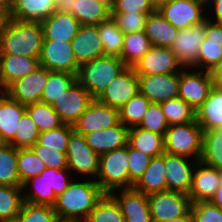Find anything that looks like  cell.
I'll use <instances>...</instances> for the list:
<instances>
[{"instance_id": "7bdbcfd3", "label": "cell", "mask_w": 222, "mask_h": 222, "mask_svg": "<svg viewBox=\"0 0 222 222\" xmlns=\"http://www.w3.org/2000/svg\"><path fill=\"white\" fill-rule=\"evenodd\" d=\"M23 203L22 187L0 185V219L17 217Z\"/></svg>"}, {"instance_id": "44dd1931", "label": "cell", "mask_w": 222, "mask_h": 222, "mask_svg": "<svg viewBox=\"0 0 222 222\" xmlns=\"http://www.w3.org/2000/svg\"><path fill=\"white\" fill-rule=\"evenodd\" d=\"M71 45L78 66L105 56L97 25H81Z\"/></svg>"}, {"instance_id": "74e56055", "label": "cell", "mask_w": 222, "mask_h": 222, "mask_svg": "<svg viewBox=\"0 0 222 222\" xmlns=\"http://www.w3.org/2000/svg\"><path fill=\"white\" fill-rule=\"evenodd\" d=\"M97 29L103 44L104 55L120 57L124 33L119 29L112 17L98 24Z\"/></svg>"}, {"instance_id": "ab89813d", "label": "cell", "mask_w": 222, "mask_h": 222, "mask_svg": "<svg viewBox=\"0 0 222 222\" xmlns=\"http://www.w3.org/2000/svg\"><path fill=\"white\" fill-rule=\"evenodd\" d=\"M26 113L34 121L40 133L64 124L52 105L44 102H36L26 106Z\"/></svg>"}, {"instance_id": "d4e9b609", "label": "cell", "mask_w": 222, "mask_h": 222, "mask_svg": "<svg viewBox=\"0 0 222 222\" xmlns=\"http://www.w3.org/2000/svg\"><path fill=\"white\" fill-rule=\"evenodd\" d=\"M129 128L119 122L117 125L85 134L87 145L99 156L123 148L128 142Z\"/></svg>"}, {"instance_id": "1f68e13d", "label": "cell", "mask_w": 222, "mask_h": 222, "mask_svg": "<svg viewBox=\"0 0 222 222\" xmlns=\"http://www.w3.org/2000/svg\"><path fill=\"white\" fill-rule=\"evenodd\" d=\"M196 121L203 131L222 127V89H211L208 98L196 110Z\"/></svg>"}, {"instance_id": "9c48e42d", "label": "cell", "mask_w": 222, "mask_h": 222, "mask_svg": "<svg viewBox=\"0 0 222 222\" xmlns=\"http://www.w3.org/2000/svg\"><path fill=\"white\" fill-rule=\"evenodd\" d=\"M212 88V79L208 71L189 67L179 73L178 97L195 111L208 98Z\"/></svg>"}, {"instance_id": "681fc988", "label": "cell", "mask_w": 222, "mask_h": 222, "mask_svg": "<svg viewBox=\"0 0 222 222\" xmlns=\"http://www.w3.org/2000/svg\"><path fill=\"white\" fill-rule=\"evenodd\" d=\"M147 16L138 12L111 13L112 19L124 34L144 31Z\"/></svg>"}, {"instance_id": "9a60e30c", "label": "cell", "mask_w": 222, "mask_h": 222, "mask_svg": "<svg viewBox=\"0 0 222 222\" xmlns=\"http://www.w3.org/2000/svg\"><path fill=\"white\" fill-rule=\"evenodd\" d=\"M137 75L180 73L184 66L168 47L152 46L133 67Z\"/></svg>"}, {"instance_id": "be15d7a7", "label": "cell", "mask_w": 222, "mask_h": 222, "mask_svg": "<svg viewBox=\"0 0 222 222\" xmlns=\"http://www.w3.org/2000/svg\"><path fill=\"white\" fill-rule=\"evenodd\" d=\"M172 0H152V3L154 5V7L157 9L159 8L161 5L165 4V3H168Z\"/></svg>"}, {"instance_id": "03108f58", "label": "cell", "mask_w": 222, "mask_h": 222, "mask_svg": "<svg viewBox=\"0 0 222 222\" xmlns=\"http://www.w3.org/2000/svg\"><path fill=\"white\" fill-rule=\"evenodd\" d=\"M6 141L3 139L2 135L0 134V148L4 147L6 145Z\"/></svg>"}, {"instance_id": "cb8c5ba5", "label": "cell", "mask_w": 222, "mask_h": 222, "mask_svg": "<svg viewBox=\"0 0 222 222\" xmlns=\"http://www.w3.org/2000/svg\"><path fill=\"white\" fill-rule=\"evenodd\" d=\"M40 66L39 58L0 54V88L4 92L11 84Z\"/></svg>"}, {"instance_id": "8d00e7d4", "label": "cell", "mask_w": 222, "mask_h": 222, "mask_svg": "<svg viewBox=\"0 0 222 222\" xmlns=\"http://www.w3.org/2000/svg\"><path fill=\"white\" fill-rule=\"evenodd\" d=\"M17 164V148L10 144L0 148V185L22 187Z\"/></svg>"}, {"instance_id": "277c9868", "label": "cell", "mask_w": 222, "mask_h": 222, "mask_svg": "<svg viewBox=\"0 0 222 222\" xmlns=\"http://www.w3.org/2000/svg\"><path fill=\"white\" fill-rule=\"evenodd\" d=\"M127 66L118 56L105 55L79 66L77 81L97 99Z\"/></svg>"}, {"instance_id": "d590c367", "label": "cell", "mask_w": 222, "mask_h": 222, "mask_svg": "<svg viewBox=\"0 0 222 222\" xmlns=\"http://www.w3.org/2000/svg\"><path fill=\"white\" fill-rule=\"evenodd\" d=\"M200 161L222 171V127L203 132Z\"/></svg>"}, {"instance_id": "7dc6e473", "label": "cell", "mask_w": 222, "mask_h": 222, "mask_svg": "<svg viewBox=\"0 0 222 222\" xmlns=\"http://www.w3.org/2000/svg\"><path fill=\"white\" fill-rule=\"evenodd\" d=\"M20 222H60L58 215L49 205H34L24 202L17 216Z\"/></svg>"}, {"instance_id": "f546056e", "label": "cell", "mask_w": 222, "mask_h": 222, "mask_svg": "<svg viewBox=\"0 0 222 222\" xmlns=\"http://www.w3.org/2000/svg\"><path fill=\"white\" fill-rule=\"evenodd\" d=\"M26 112V106L11 99L5 92L0 95V134L8 144L17 131L18 122Z\"/></svg>"}, {"instance_id": "4dcf8cb0", "label": "cell", "mask_w": 222, "mask_h": 222, "mask_svg": "<svg viewBox=\"0 0 222 222\" xmlns=\"http://www.w3.org/2000/svg\"><path fill=\"white\" fill-rule=\"evenodd\" d=\"M144 32L151 41L152 46L170 48L178 30L156 9L147 16Z\"/></svg>"}, {"instance_id": "bcb514c9", "label": "cell", "mask_w": 222, "mask_h": 222, "mask_svg": "<svg viewBox=\"0 0 222 222\" xmlns=\"http://www.w3.org/2000/svg\"><path fill=\"white\" fill-rule=\"evenodd\" d=\"M73 131L74 129L72 125L63 124L58 128L41 132L37 143L40 146L66 153L68 139Z\"/></svg>"}, {"instance_id": "4fadbf2b", "label": "cell", "mask_w": 222, "mask_h": 222, "mask_svg": "<svg viewBox=\"0 0 222 222\" xmlns=\"http://www.w3.org/2000/svg\"><path fill=\"white\" fill-rule=\"evenodd\" d=\"M204 35L205 21L199 25L178 30L170 49L184 68L197 69L198 53Z\"/></svg>"}, {"instance_id": "484cf974", "label": "cell", "mask_w": 222, "mask_h": 222, "mask_svg": "<svg viewBox=\"0 0 222 222\" xmlns=\"http://www.w3.org/2000/svg\"><path fill=\"white\" fill-rule=\"evenodd\" d=\"M44 40L71 42L76 36L81 24L68 13L53 12L41 22Z\"/></svg>"}, {"instance_id": "83f0119b", "label": "cell", "mask_w": 222, "mask_h": 222, "mask_svg": "<svg viewBox=\"0 0 222 222\" xmlns=\"http://www.w3.org/2000/svg\"><path fill=\"white\" fill-rule=\"evenodd\" d=\"M72 15L81 25H98L111 17L110 0H73Z\"/></svg>"}, {"instance_id": "3957f363", "label": "cell", "mask_w": 222, "mask_h": 222, "mask_svg": "<svg viewBox=\"0 0 222 222\" xmlns=\"http://www.w3.org/2000/svg\"><path fill=\"white\" fill-rule=\"evenodd\" d=\"M74 176L68 169L45 168L40 175L22 184L23 201L53 206L56 197L67 189Z\"/></svg>"}, {"instance_id": "b9f144b4", "label": "cell", "mask_w": 222, "mask_h": 222, "mask_svg": "<svg viewBox=\"0 0 222 222\" xmlns=\"http://www.w3.org/2000/svg\"><path fill=\"white\" fill-rule=\"evenodd\" d=\"M83 222H125L119 204L105 194Z\"/></svg>"}, {"instance_id": "4316f807", "label": "cell", "mask_w": 222, "mask_h": 222, "mask_svg": "<svg viewBox=\"0 0 222 222\" xmlns=\"http://www.w3.org/2000/svg\"><path fill=\"white\" fill-rule=\"evenodd\" d=\"M55 12V0H12L11 19L42 22Z\"/></svg>"}, {"instance_id": "ac0fdd59", "label": "cell", "mask_w": 222, "mask_h": 222, "mask_svg": "<svg viewBox=\"0 0 222 222\" xmlns=\"http://www.w3.org/2000/svg\"><path fill=\"white\" fill-rule=\"evenodd\" d=\"M139 92L151 103L178 97L179 73L138 75Z\"/></svg>"}, {"instance_id": "f35d334b", "label": "cell", "mask_w": 222, "mask_h": 222, "mask_svg": "<svg viewBox=\"0 0 222 222\" xmlns=\"http://www.w3.org/2000/svg\"><path fill=\"white\" fill-rule=\"evenodd\" d=\"M159 104L169 126L191 123L196 120V111L180 97Z\"/></svg>"}, {"instance_id": "ee69618b", "label": "cell", "mask_w": 222, "mask_h": 222, "mask_svg": "<svg viewBox=\"0 0 222 222\" xmlns=\"http://www.w3.org/2000/svg\"><path fill=\"white\" fill-rule=\"evenodd\" d=\"M40 131L25 112L18 122L15 137L8 143L17 149L31 148L38 142Z\"/></svg>"}, {"instance_id": "2e32d148", "label": "cell", "mask_w": 222, "mask_h": 222, "mask_svg": "<svg viewBox=\"0 0 222 222\" xmlns=\"http://www.w3.org/2000/svg\"><path fill=\"white\" fill-rule=\"evenodd\" d=\"M138 92V75L133 67H127L111 81L97 100L110 107L120 109Z\"/></svg>"}, {"instance_id": "52a82bcc", "label": "cell", "mask_w": 222, "mask_h": 222, "mask_svg": "<svg viewBox=\"0 0 222 222\" xmlns=\"http://www.w3.org/2000/svg\"><path fill=\"white\" fill-rule=\"evenodd\" d=\"M66 157L68 170L74 178L97 179L100 156L87 145L84 135L75 131L70 134Z\"/></svg>"}, {"instance_id": "f1b7e54d", "label": "cell", "mask_w": 222, "mask_h": 222, "mask_svg": "<svg viewBox=\"0 0 222 222\" xmlns=\"http://www.w3.org/2000/svg\"><path fill=\"white\" fill-rule=\"evenodd\" d=\"M164 153L153 157L140 179L133 185L137 191L151 195L167 190Z\"/></svg>"}, {"instance_id": "6da1fadb", "label": "cell", "mask_w": 222, "mask_h": 222, "mask_svg": "<svg viewBox=\"0 0 222 222\" xmlns=\"http://www.w3.org/2000/svg\"><path fill=\"white\" fill-rule=\"evenodd\" d=\"M105 194L95 180L74 178L53 209L61 221L83 222Z\"/></svg>"}, {"instance_id": "91938a15", "label": "cell", "mask_w": 222, "mask_h": 222, "mask_svg": "<svg viewBox=\"0 0 222 222\" xmlns=\"http://www.w3.org/2000/svg\"><path fill=\"white\" fill-rule=\"evenodd\" d=\"M11 12L12 11H0V35L2 34L9 20L11 19Z\"/></svg>"}, {"instance_id": "680465c9", "label": "cell", "mask_w": 222, "mask_h": 222, "mask_svg": "<svg viewBox=\"0 0 222 222\" xmlns=\"http://www.w3.org/2000/svg\"><path fill=\"white\" fill-rule=\"evenodd\" d=\"M210 202L222 209V171H220V186L216 190Z\"/></svg>"}, {"instance_id": "ba28073f", "label": "cell", "mask_w": 222, "mask_h": 222, "mask_svg": "<svg viewBox=\"0 0 222 222\" xmlns=\"http://www.w3.org/2000/svg\"><path fill=\"white\" fill-rule=\"evenodd\" d=\"M157 10L177 30L199 25L207 19L206 0H172Z\"/></svg>"}, {"instance_id": "d6986e66", "label": "cell", "mask_w": 222, "mask_h": 222, "mask_svg": "<svg viewBox=\"0 0 222 222\" xmlns=\"http://www.w3.org/2000/svg\"><path fill=\"white\" fill-rule=\"evenodd\" d=\"M197 160L164 152L167 190L189 195Z\"/></svg>"}, {"instance_id": "f5cc1de1", "label": "cell", "mask_w": 222, "mask_h": 222, "mask_svg": "<svg viewBox=\"0 0 222 222\" xmlns=\"http://www.w3.org/2000/svg\"><path fill=\"white\" fill-rule=\"evenodd\" d=\"M129 155V175H130V188L140 179L145 169L150 164L151 156L143 154L142 152L131 148L128 145Z\"/></svg>"}, {"instance_id": "d6a6232c", "label": "cell", "mask_w": 222, "mask_h": 222, "mask_svg": "<svg viewBox=\"0 0 222 222\" xmlns=\"http://www.w3.org/2000/svg\"><path fill=\"white\" fill-rule=\"evenodd\" d=\"M164 135L165 134H157L137 126L129 129L127 144L131 148L153 158L165 152Z\"/></svg>"}, {"instance_id": "f907efd6", "label": "cell", "mask_w": 222, "mask_h": 222, "mask_svg": "<svg viewBox=\"0 0 222 222\" xmlns=\"http://www.w3.org/2000/svg\"><path fill=\"white\" fill-rule=\"evenodd\" d=\"M190 212L193 222H222V209L210 201L191 203Z\"/></svg>"}, {"instance_id": "8fae6325", "label": "cell", "mask_w": 222, "mask_h": 222, "mask_svg": "<svg viewBox=\"0 0 222 222\" xmlns=\"http://www.w3.org/2000/svg\"><path fill=\"white\" fill-rule=\"evenodd\" d=\"M40 66L49 71L77 74L79 66L73 54L71 42L43 40Z\"/></svg>"}, {"instance_id": "e575fe53", "label": "cell", "mask_w": 222, "mask_h": 222, "mask_svg": "<svg viewBox=\"0 0 222 222\" xmlns=\"http://www.w3.org/2000/svg\"><path fill=\"white\" fill-rule=\"evenodd\" d=\"M76 81V74L48 70V79L42 92L41 102L53 105Z\"/></svg>"}, {"instance_id": "f6af8a7d", "label": "cell", "mask_w": 222, "mask_h": 222, "mask_svg": "<svg viewBox=\"0 0 222 222\" xmlns=\"http://www.w3.org/2000/svg\"><path fill=\"white\" fill-rule=\"evenodd\" d=\"M18 175L23 184L32 177L38 176L46 168L31 148L18 149Z\"/></svg>"}, {"instance_id": "30bf717a", "label": "cell", "mask_w": 222, "mask_h": 222, "mask_svg": "<svg viewBox=\"0 0 222 222\" xmlns=\"http://www.w3.org/2000/svg\"><path fill=\"white\" fill-rule=\"evenodd\" d=\"M152 221L172 220L183 217L190 211L188 195L171 190L148 195Z\"/></svg>"}, {"instance_id": "7a4b0ae2", "label": "cell", "mask_w": 222, "mask_h": 222, "mask_svg": "<svg viewBox=\"0 0 222 222\" xmlns=\"http://www.w3.org/2000/svg\"><path fill=\"white\" fill-rule=\"evenodd\" d=\"M43 40L41 22L10 19L0 35V54L39 58Z\"/></svg>"}, {"instance_id": "836d02e7", "label": "cell", "mask_w": 222, "mask_h": 222, "mask_svg": "<svg viewBox=\"0 0 222 222\" xmlns=\"http://www.w3.org/2000/svg\"><path fill=\"white\" fill-rule=\"evenodd\" d=\"M151 47L152 43L144 31L124 34L120 58L127 67H134Z\"/></svg>"}, {"instance_id": "7c38bea8", "label": "cell", "mask_w": 222, "mask_h": 222, "mask_svg": "<svg viewBox=\"0 0 222 222\" xmlns=\"http://www.w3.org/2000/svg\"><path fill=\"white\" fill-rule=\"evenodd\" d=\"M119 122V109L94 99L74 123L73 129L76 133L85 135L93 131L113 127Z\"/></svg>"}, {"instance_id": "e7e4bbea", "label": "cell", "mask_w": 222, "mask_h": 222, "mask_svg": "<svg viewBox=\"0 0 222 222\" xmlns=\"http://www.w3.org/2000/svg\"><path fill=\"white\" fill-rule=\"evenodd\" d=\"M0 222H20L18 217L0 219Z\"/></svg>"}, {"instance_id": "816d5d0a", "label": "cell", "mask_w": 222, "mask_h": 222, "mask_svg": "<svg viewBox=\"0 0 222 222\" xmlns=\"http://www.w3.org/2000/svg\"><path fill=\"white\" fill-rule=\"evenodd\" d=\"M111 13H142L151 14L156 8L152 0H110Z\"/></svg>"}, {"instance_id": "c3c4849f", "label": "cell", "mask_w": 222, "mask_h": 222, "mask_svg": "<svg viewBox=\"0 0 222 222\" xmlns=\"http://www.w3.org/2000/svg\"><path fill=\"white\" fill-rule=\"evenodd\" d=\"M138 127L157 134H165L169 124L162 112L160 104H150Z\"/></svg>"}, {"instance_id": "9f6ffc18", "label": "cell", "mask_w": 222, "mask_h": 222, "mask_svg": "<svg viewBox=\"0 0 222 222\" xmlns=\"http://www.w3.org/2000/svg\"><path fill=\"white\" fill-rule=\"evenodd\" d=\"M214 88L222 89V59L209 71Z\"/></svg>"}, {"instance_id": "603a6c76", "label": "cell", "mask_w": 222, "mask_h": 222, "mask_svg": "<svg viewBox=\"0 0 222 222\" xmlns=\"http://www.w3.org/2000/svg\"><path fill=\"white\" fill-rule=\"evenodd\" d=\"M222 59V26L205 20V35L200 45L197 70L210 71Z\"/></svg>"}, {"instance_id": "6125c7cd", "label": "cell", "mask_w": 222, "mask_h": 222, "mask_svg": "<svg viewBox=\"0 0 222 222\" xmlns=\"http://www.w3.org/2000/svg\"><path fill=\"white\" fill-rule=\"evenodd\" d=\"M0 11H12V0H0Z\"/></svg>"}, {"instance_id": "e0dca14e", "label": "cell", "mask_w": 222, "mask_h": 222, "mask_svg": "<svg viewBox=\"0 0 222 222\" xmlns=\"http://www.w3.org/2000/svg\"><path fill=\"white\" fill-rule=\"evenodd\" d=\"M48 79V70L42 66L11 84L4 92L13 100L28 106L41 102L42 92Z\"/></svg>"}, {"instance_id": "8992f818", "label": "cell", "mask_w": 222, "mask_h": 222, "mask_svg": "<svg viewBox=\"0 0 222 222\" xmlns=\"http://www.w3.org/2000/svg\"><path fill=\"white\" fill-rule=\"evenodd\" d=\"M203 132L196 120L169 126L164 135L165 152L200 161Z\"/></svg>"}, {"instance_id": "7402d4cb", "label": "cell", "mask_w": 222, "mask_h": 222, "mask_svg": "<svg viewBox=\"0 0 222 222\" xmlns=\"http://www.w3.org/2000/svg\"><path fill=\"white\" fill-rule=\"evenodd\" d=\"M220 186V171L197 161L192 175V186L189 192L191 203L210 201Z\"/></svg>"}, {"instance_id": "6f0895ef", "label": "cell", "mask_w": 222, "mask_h": 222, "mask_svg": "<svg viewBox=\"0 0 222 222\" xmlns=\"http://www.w3.org/2000/svg\"><path fill=\"white\" fill-rule=\"evenodd\" d=\"M73 0H55V12L72 14Z\"/></svg>"}, {"instance_id": "60d3db41", "label": "cell", "mask_w": 222, "mask_h": 222, "mask_svg": "<svg viewBox=\"0 0 222 222\" xmlns=\"http://www.w3.org/2000/svg\"><path fill=\"white\" fill-rule=\"evenodd\" d=\"M151 102L140 92L119 109V121L129 129L139 126Z\"/></svg>"}, {"instance_id": "ffe728a7", "label": "cell", "mask_w": 222, "mask_h": 222, "mask_svg": "<svg viewBox=\"0 0 222 222\" xmlns=\"http://www.w3.org/2000/svg\"><path fill=\"white\" fill-rule=\"evenodd\" d=\"M110 195L119 204L125 222H152L148 196L134 188L112 191Z\"/></svg>"}, {"instance_id": "db71d44e", "label": "cell", "mask_w": 222, "mask_h": 222, "mask_svg": "<svg viewBox=\"0 0 222 222\" xmlns=\"http://www.w3.org/2000/svg\"><path fill=\"white\" fill-rule=\"evenodd\" d=\"M31 149L44 162L46 168L68 169L66 153L40 146L38 143Z\"/></svg>"}, {"instance_id": "11a10c76", "label": "cell", "mask_w": 222, "mask_h": 222, "mask_svg": "<svg viewBox=\"0 0 222 222\" xmlns=\"http://www.w3.org/2000/svg\"><path fill=\"white\" fill-rule=\"evenodd\" d=\"M207 19L222 26V0H206Z\"/></svg>"}, {"instance_id": "94428289", "label": "cell", "mask_w": 222, "mask_h": 222, "mask_svg": "<svg viewBox=\"0 0 222 222\" xmlns=\"http://www.w3.org/2000/svg\"><path fill=\"white\" fill-rule=\"evenodd\" d=\"M152 222H193L191 212L189 211L183 217L172 219V220H164V221H152Z\"/></svg>"}, {"instance_id": "5b68a950", "label": "cell", "mask_w": 222, "mask_h": 222, "mask_svg": "<svg viewBox=\"0 0 222 222\" xmlns=\"http://www.w3.org/2000/svg\"><path fill=\"white\" fill-rule=\"evenodd\" d=\"M128 144L100 156L99 173L95 180L106 194L130 188Z\"/></svg>"}, {"instance_id": "5bb4252c", "label": "cell", "mask_w": 222, "mask_h": 222, "mask_svg": "<svg viewBox=\"0 0 222 222\" xmlns=\"http://www.w3.org/2000/svg\"><path fill=\"white\" fill-rule=\"evenodd\" d=\"M93 100L91 94L76 81L52 107L64 124L73 126Z\"/></svg>"}]
</instances>
